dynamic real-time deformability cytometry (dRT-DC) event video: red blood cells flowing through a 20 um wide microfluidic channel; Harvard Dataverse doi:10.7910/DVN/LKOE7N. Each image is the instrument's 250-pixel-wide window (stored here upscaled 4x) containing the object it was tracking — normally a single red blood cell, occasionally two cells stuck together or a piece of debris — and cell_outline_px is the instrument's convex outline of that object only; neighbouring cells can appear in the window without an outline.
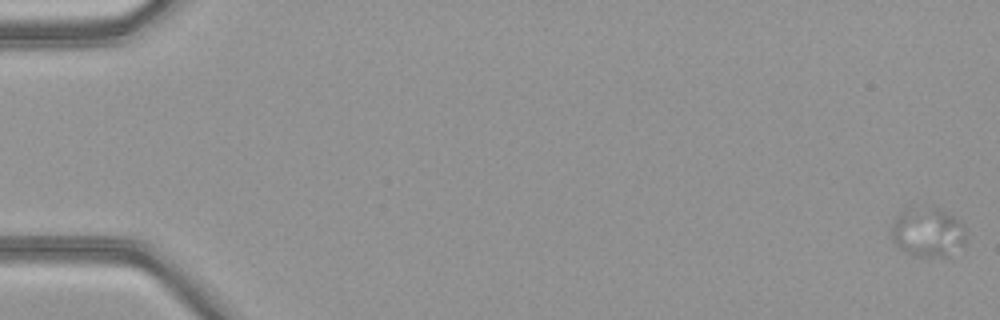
{"species": "common noctule bat (a hibernating species)", "species_latin": "Nyctalus noctula", "temperature_condition": "warm", "stored_images_in_passage": 52, "camera_frame_rate_fps": 3000, "um_per_image_px": 0.085, "animal": {"sex": "female", "body_mass_g": 21.9}, "frame": {"image": 1, "passage_image": 1, "time_ms": 0.0, "image_size_px": [1000, 320], "cell_outline_px": [[964, 244], [948, 256], [916, 256], [900, 248], [892, 240], [892, 224], [896, 216], [908, 204], [932, 204], [940, 208], [952, 216], [964, 228]], "centroid_in_image_um": [78.8, 19.64], "position_along_channel_um": 6.2, "area_um2": 21.85}}
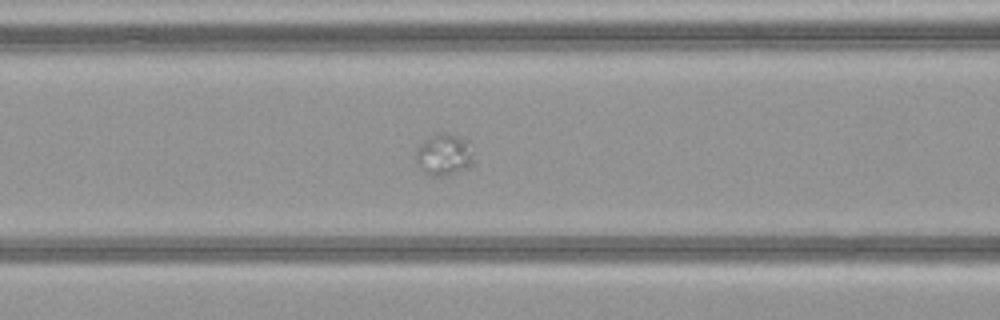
{"frame": {"image": 2, "passage_image": 23, "time_ms": 7.333, "image_size_px": [1000, 320], "cell_outline_px": [[476, 164], [468, 168], [448, 176], [432, 176], [424, 172], [416, 164], [416, 148], [424, 140], [440, 132], [448, 132], [468, 140], [476, 160]], "centroid_in_image_um": [37.79, 13.16], "position_along_channel_um": 128.8, "area_um2": 14.57}}
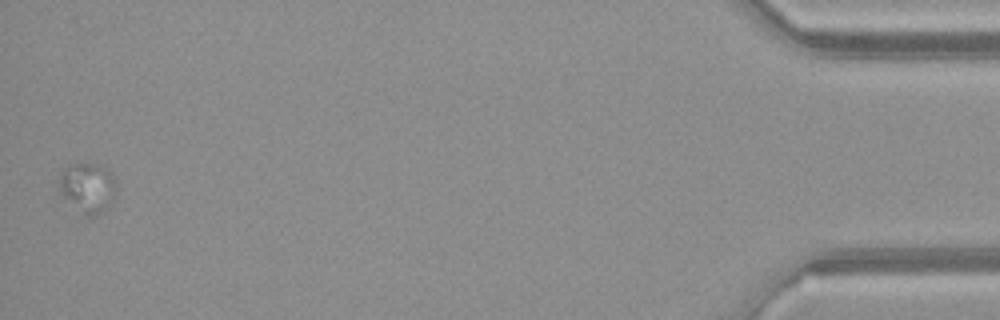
{"frame": {"image": 3, "passage_image": 52, "time_ms": 17.0, "image_size_px": [1000, 320], "cell_outline_px": [[116, 196], [96, 216], [88, 216], [64, 196], [60, 192], [60, 172], [64, 168], [72, 164], [104, 164], [112, 172], [116, 180]], "centroid_in_image_um": [7.51, 15.88], "position_along_channel_um": 427.7, "area_um2": 16.36}}